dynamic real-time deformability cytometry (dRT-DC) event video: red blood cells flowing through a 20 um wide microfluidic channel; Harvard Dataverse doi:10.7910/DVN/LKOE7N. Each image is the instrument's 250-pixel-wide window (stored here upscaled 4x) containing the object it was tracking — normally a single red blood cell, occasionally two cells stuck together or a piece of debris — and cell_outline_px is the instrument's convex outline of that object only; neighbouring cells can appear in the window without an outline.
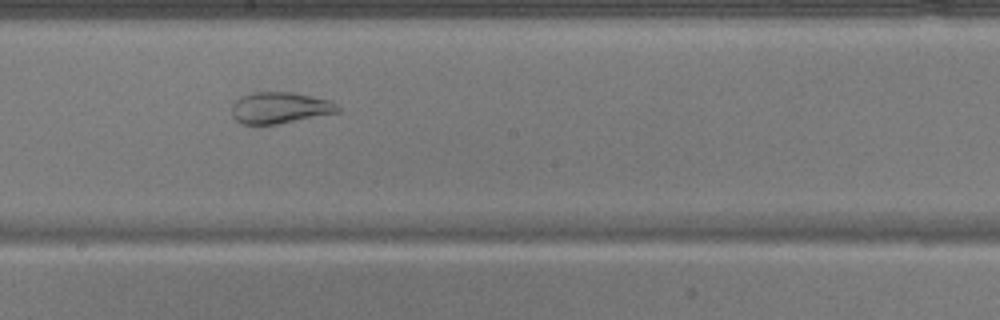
{"species": "common noctule bat (a hibernating species)", "species_latin": "Nyctalus noctula", "temperature_condition": "warm", "stored_images_in_passage": 35, "camera_frame_rate_fps": 3000, "um_per_image_px": 0.085, "animal": {"sex": "male", "body_mass_g": 17.9}, "frame": {"image": 1, "passage_image": 13, "time_ms": 4.0, "image_size_px": [1000, 320], "cell_outline_px": [[340, 112], [276, 124], [244, 124], [236, 120], [232, 116], [232, 104], [240, 96], [252, 92], [292, 92], [332, 100], [340, 108]], "centroid_in_image_um": [23.79, 9.15], "position_along_channel_um": 224.4, "area_um2": 19.42}}
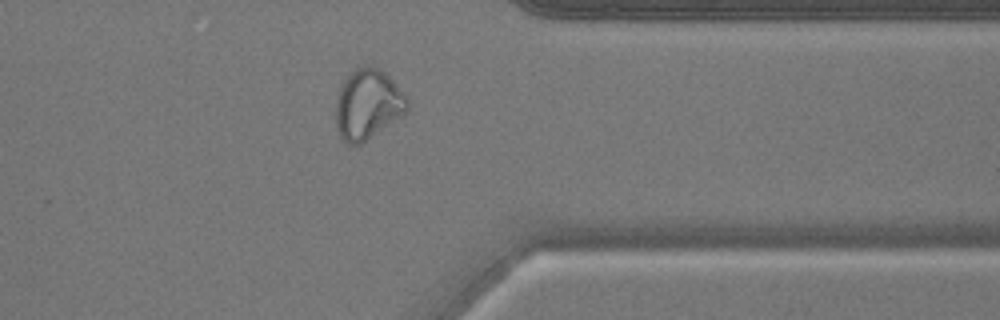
{"frame": {"image": 2, "passage_image": 25, "time_ms": 8.0, "image_size_px": [1000, 320], "cell_outline_px": [[408, 108], [400, 116], [360, 144], [348, 144], [340, 136], [336, 124], [336, 100], [340, 84], [356, 68], [364, 64], [380, 68], [408, 96]], "centroid_in_image_um": [31.25, 8.83], "position_along_channel_um": 380.2, "area_um2": 28.9}}
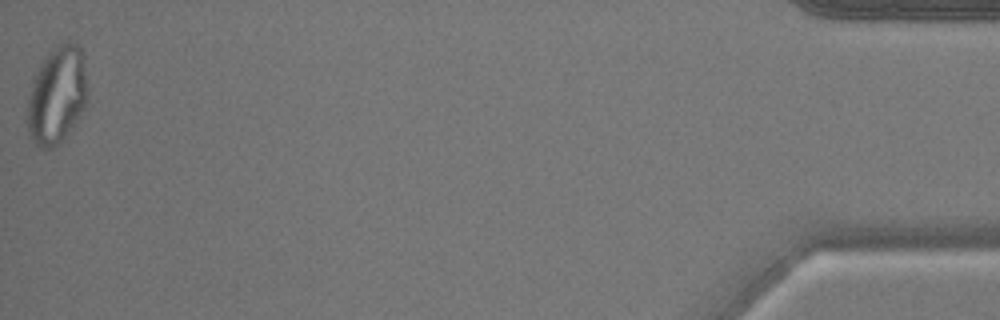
{"frame": {"image": 3, "passage_image": 35, "time_ms": 11.333, "image_size_px": [1000, 320], "cell_outline_px": [[84, 108], [64, 136], [52, 148], [40, 148], [36, 144], [28, 132], [28, 96], [32, 80], [44, 56], [52, 48], [68, 40], [76, 44], [80, 48], [84, 76]], "centroid_in_image_um": [4.77, 8.06], "position_along_channel_um": 430.4, "area_um2": 32.89}}